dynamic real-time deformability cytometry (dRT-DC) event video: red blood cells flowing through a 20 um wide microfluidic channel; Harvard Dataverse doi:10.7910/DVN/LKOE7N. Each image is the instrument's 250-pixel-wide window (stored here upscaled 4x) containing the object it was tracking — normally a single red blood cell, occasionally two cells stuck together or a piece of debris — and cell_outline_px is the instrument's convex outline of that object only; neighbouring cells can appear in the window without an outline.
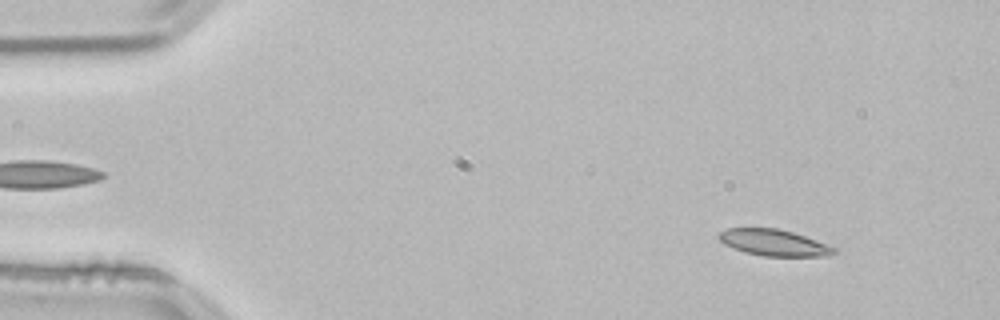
{"species": "common noctule bat (a hibernating species)", "species_latin": "Nyctalus noctula", "temperature_condition": "room temperature", "stored_images_in_passage": 53, "camera_frame_rate_fps": 3000, "um_per_image_px": 0.085, "animal": {"sex": "male", "body_mass_g": 21.5, "forearm_length_mm": 52.0}, "frame": {"image": 1, "passage_image": 5, "time_ms": 1.333, "image_size_px": [1000, 320], "cell_outline_px": [[840, 252], [828, 256], [764, 256], [744, 252], [732, 248], [724, 244], [716, 236], [720, 232], [728, 228], [776, 228], [792, 232], [840, 248]], "centroid_in_image_um": [65.83, 20.64], "position_along_channel_um": 19.2, "area_um2": 17.92}}
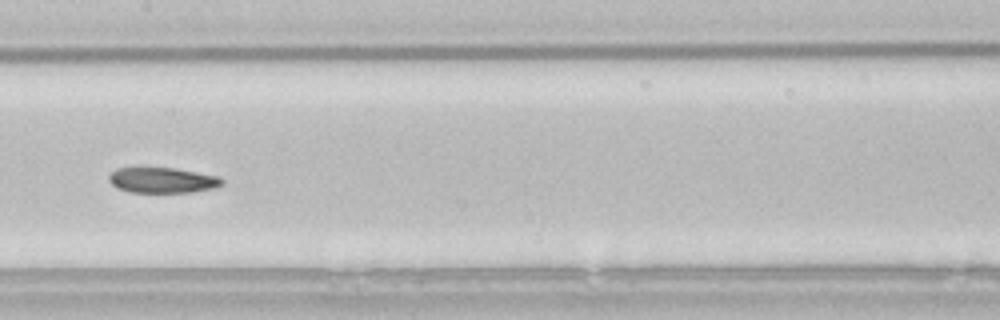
{"frame": {"image": 2, "passage_image": 26, "time_ms": 8.333, "image_size_px": [1000, 320], "cell_outline_px": [[224, 184], [216, 188], [192, 192], [132, 192], [116, 188], [108, 180], [108, 176], [116, 168], [176, 168], [220, 176], [224, 180]], "centroid_in_image_um": [13.85, 15.32], "position_along_channel_um": 193.5, "area_um2": 16.94}}
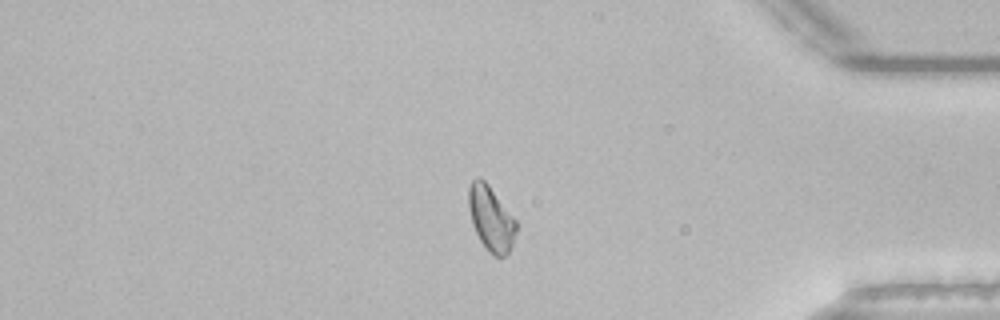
{"frame": {"image": 3, "passage_image": 44, "time_ms": 14.333, "image_size_px": [1000, 320], "cell_outline_px": [[516, 232], [512, 244], [508, 252], [500, 260], [492, 256], [488, 252], [480, 240], [472, 224], [468, 208], [468, 188], [472, 180], [476, 176], [480, 176], [488, 184], [516, 220]], "centroid_in_image_um": [41.71, 18.58], "position_along_channel_um": 393.5, "area_um2": 18.15}, "authors_computed_cell_mechanics": {"area_um2": 18.1492, "velocity_mm_per_s": 3.8041, "shape_relaxation_time_tau1_ms": 5.3714, "shape_relaxation_time_tau2_ms": null, "deformation_change_tau1": 0.1292, "deformation_change_tau2": null}}